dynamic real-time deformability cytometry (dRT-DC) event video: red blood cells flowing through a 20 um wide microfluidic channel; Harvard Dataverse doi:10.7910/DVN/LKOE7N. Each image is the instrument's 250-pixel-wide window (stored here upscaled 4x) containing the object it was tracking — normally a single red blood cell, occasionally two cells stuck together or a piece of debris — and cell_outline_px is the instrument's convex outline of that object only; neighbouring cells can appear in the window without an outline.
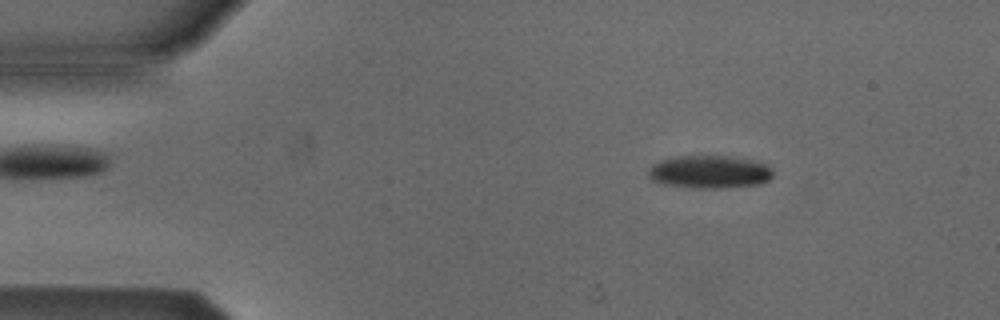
{"species": "Egyptian fruit bat (a non-hibernating species)", "species_latin": "Rousettus aegyptiacus", "temperature_condition": "cold", "stored_images_in_passage": 4, "camera_frame_rate_fps": 3000, "um_per_image_px": 0.085, "animal": {"sex": "male"}, "frame": {"image": 1, "passage_image": 2, "time_ms": 1.333, "image_size_px": [1000, 320], "cell_outline_px": [[772, 176], [768, 180], [760, 184], [720, 188], [692, 188], [664, 184], [652, 180], [648, 176], [648, 168], [652, 164], [660, 160], [676, 156], [740, 156], [768, 164], [772, 168]], "centroid_in_image_um": [60.32, 14.6], "position_along_channel_um": 24.7, "area_um2": 24.28}}